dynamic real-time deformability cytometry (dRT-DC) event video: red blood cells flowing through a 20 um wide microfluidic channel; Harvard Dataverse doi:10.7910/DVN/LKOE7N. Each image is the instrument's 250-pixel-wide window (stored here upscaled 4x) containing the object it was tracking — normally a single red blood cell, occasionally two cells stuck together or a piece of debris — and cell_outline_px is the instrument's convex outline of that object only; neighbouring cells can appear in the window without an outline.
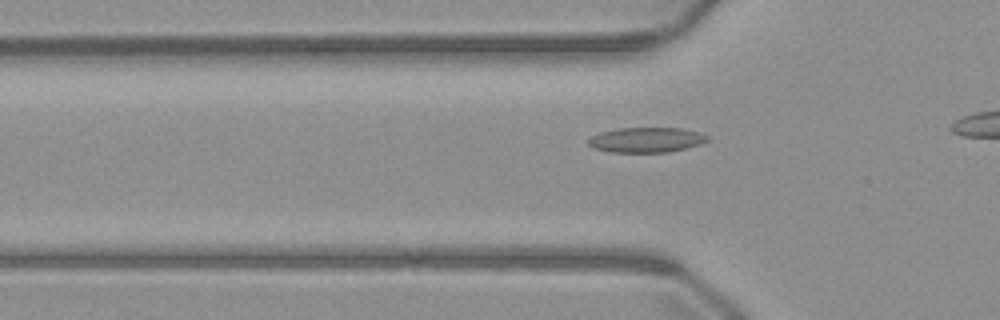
{"species": "common noctule bat (a hibernating species)", "species_latin": "Nyctalus noctula", "temperature_condition": "warm", "stored_images_in_passage": 16, "camera_frame_rate_fps": 3000, "um_per_image_px": 0.085, "animal": {"sex": "male", "body_mass_g": 23.1, "forearm_length_mm": 52.7}, "frame": {"image": 1, "passage_image": 10, "time_ms": 3.0, "image_size_px": [1000, 320], "cell_outline_px": [[708, 140], [700, 144], [668, 152], [608, 152], [592, 148], [588, 144], [588, 140], [592, 136], [600, 132], [620, 128], [680, 128], [700, 132], [708, 136]], "centroid_in_image_um": [54.91, 11.89], "position_along_channel_um": 70.9, "area_um2": 17.34}}
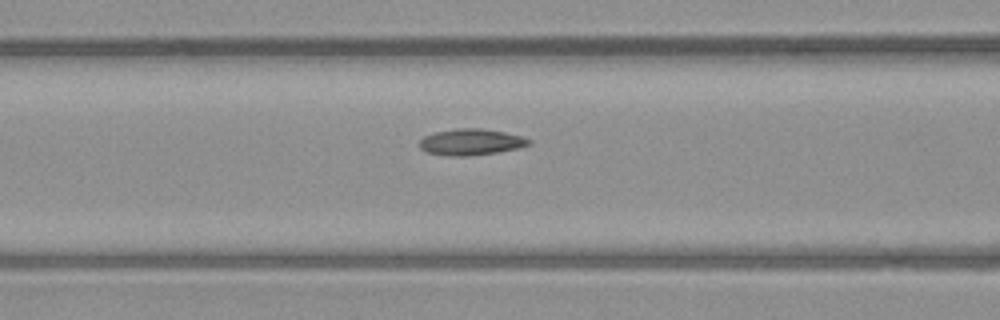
{"frame": {"image": 2, "passage_image": 14, "time_ms": 4.333, "image_size_px": [1000, 320], "cell_outline_px": [[532, 144], [520, 148], [496, 152], [468, 156], [448, 156], [428, 152], [420, 148], [420, 140], [424, 136], [436, 132], [456, 128], [484, 128], [504, 132], [520, 136], [532, 140]], "centroid_in_image_um": [40.06, 12.07], "position_along_channel_um": 126.5, "area_um2": 16.76}}